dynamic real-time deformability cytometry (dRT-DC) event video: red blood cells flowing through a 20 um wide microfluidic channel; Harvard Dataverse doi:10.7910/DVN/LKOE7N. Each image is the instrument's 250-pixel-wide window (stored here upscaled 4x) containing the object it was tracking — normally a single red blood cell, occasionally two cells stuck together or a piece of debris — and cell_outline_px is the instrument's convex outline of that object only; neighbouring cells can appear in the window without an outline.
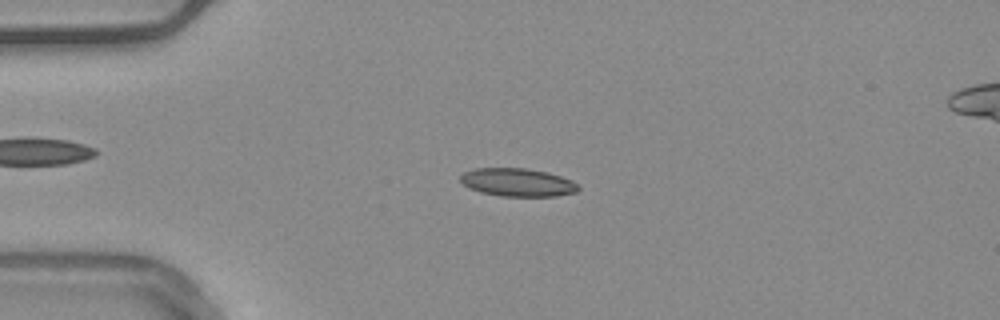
{"species": "common noctule bat (a hibernating species)", "species_latin": "Nyctalus noctula", "temperature_condition": "warm", "stored_images_in_passage": 52, "camera_frame_rate_fps": 3000, "um_per_image_px": 0.085, "animal": {"sex": "male", "body_mass_g": 20.4}, "frame": {"image": 1, "passage_image": 11, "time_ms": 3.333, "image_size_px": [1000, 320], "cell_outline_px": [[580, 188], [576, 192], [556, 196], [500, 196], [480, 192], [468, 188], [460, 180], [460, 176], [464, 172], [476, 168], [524, 168], [548, 172], [572, 180]], "centroid_in_image_um": [43.98, 15.5], "position_along_channel_um": 41.0, "area_um2": 19.31}}
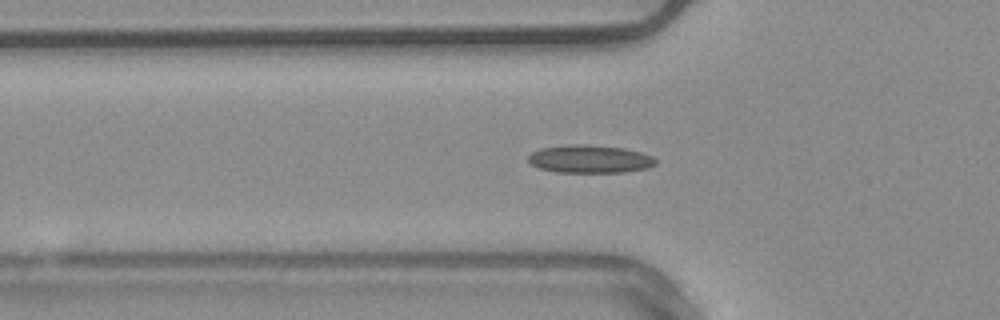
{"frame": {"image": 2, "passage_image": 16, "time_ms": 5.0, "image_size_px": [1000, 320], "cell_outline_px": [[656, 164], [648, 168], [624, 172], [556, 172], [540, 168], [532, 164], [528, 160], [528, 156], [532, 152], [540, 148], [568, 144], [588, 144], [624, 148], [640, 152], [652, 156], [656, 160]], "centroid_in_image_um": [50.13, 13.51], "position_along_channel_um": 75.7, "area_um2": 20.81}, "authors_computed_cell_mechanics": {"area_um2": 18.8428, "velocity_mm_per_s": 3.758, "shape_relaxation_time_tau1_ms": null, "shape_relaxation_time_tau2_ms": 1.5952, "deformation_change_tau1": null, "deformation_change_tau2": 0.0827}}